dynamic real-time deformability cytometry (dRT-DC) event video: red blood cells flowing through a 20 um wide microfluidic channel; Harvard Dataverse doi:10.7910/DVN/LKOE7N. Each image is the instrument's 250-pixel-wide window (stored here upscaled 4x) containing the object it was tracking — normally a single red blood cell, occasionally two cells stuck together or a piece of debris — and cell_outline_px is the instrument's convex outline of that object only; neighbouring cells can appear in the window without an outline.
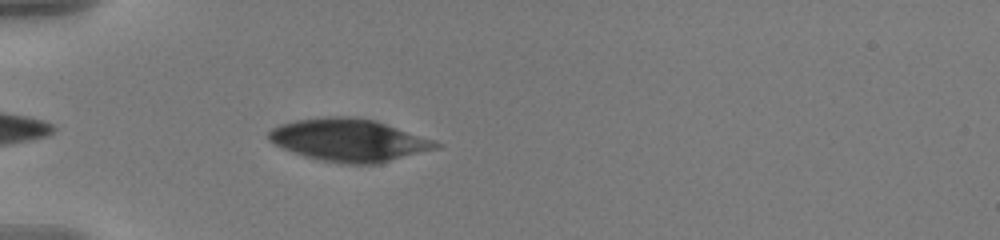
{"species": "human", "species_latin": "Homo sapiens", "temperature_condition": "warm", "stored_images_in_passage": 39, "camera_frame_rate_fps": 3000, "um_per_image_px": 0.085, "donor": {"sex": "male"}, "frame": {"image": 1, "passage_image": 3, "time_ms": 0.667, "image_size_px": [1000, 240], "cell_outline_px": [[444, 144], [440, 148], [380, 164], [344, 164], [320, 160], [304, 156], [284, 148], [268, 140], [268, 132], [272, 128], [280, 124], [296, 120], [324, 116], [356, 116], [376, 120], [436, 140]], "centroid_in_image_um": [29.74, 11.91], "position_along_channel_um": 55.3, "area_um2": 42.02}}
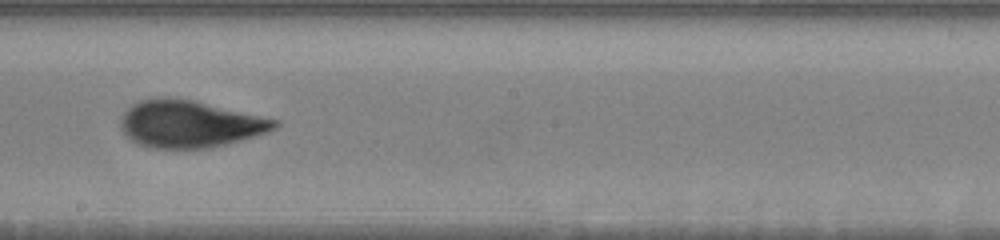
{"frame": {"image": 2, "passage_image": 19, "time_ms": 6.0, "image_size_px": [1000, 240], "cell_outline_px": [[280, 124], [276, 128], [268, 132], [212, 148], [152, 148], [140, 144], [132, 140], [120, 128], [120, 120], [124, 112], [132, 104], [140, 100], [156, 96], [164, 96], [192, 100], [280, 120]], "centroid_in_image_um": [16.12, 10.52], "position_along_channel_um": 232.1, "area_um2": 42.31}}
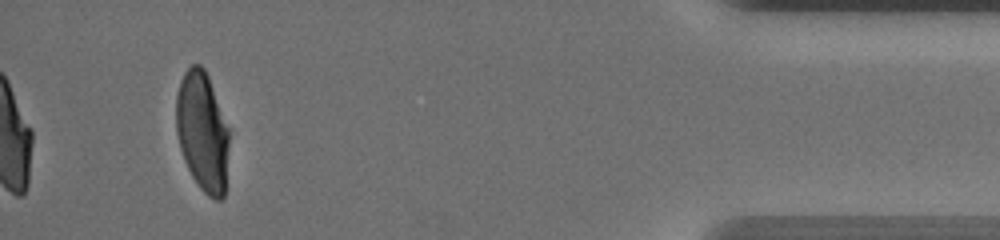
{"frame": {"image": 3, "passage_image": 39, "time_ms": 12.667, "image_size_px": [1000, 240], "cell_outline_px": [[228, 144], [224, 196], [220, 200], [216, 200], [208, 196], [200, 188], [192, 176], [184, 160], [180, 148], [176, 132], [176, 96], [180, 80], [184, 72], [192, 64], [200, 64], [204, 68], [208, 76], [228, 128]], "centroid_in_image_um": [17.18, 11.18], "position_along_channel_um": 418.0, "area_um2": 36.59}, "authors_computed_cell_mechanics": {"area_um2": 41.327, "velocity_mm_per_s": 3.6073, "shape_relaxation_time_tau1_ms": 5.9183, "shape_relaxation_time_tau2_ms": 1.0318, "deformation_change_tau1": 0.194, "deformation_change_tau2": 0.0665}}